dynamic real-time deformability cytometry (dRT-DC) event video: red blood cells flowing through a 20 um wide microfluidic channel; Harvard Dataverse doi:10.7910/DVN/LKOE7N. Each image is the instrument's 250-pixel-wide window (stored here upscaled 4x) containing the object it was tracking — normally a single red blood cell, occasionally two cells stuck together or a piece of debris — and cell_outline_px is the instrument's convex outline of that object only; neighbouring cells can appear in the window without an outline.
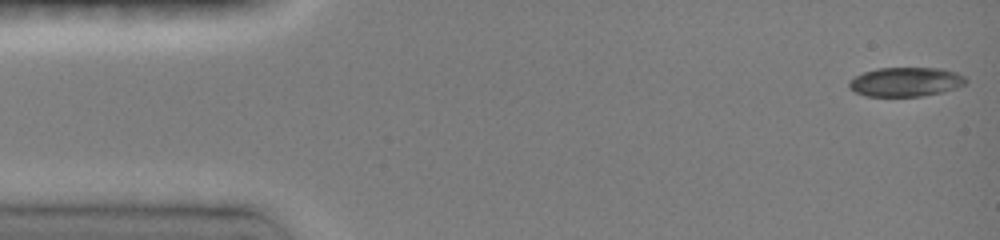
{"species": "common noctule bat (a hibernating species)", "species_latin": "Nyctalus noctula", "temperature_condition": "room temperature", "stored_images_in_passage": 46, "camera_frame_rate_fps": 3000, "um_per_image_px": 0.085, "animal": {"sex": "female", "body_mass_g": 19.0, "forearm_length_mm": 51.5}, "frame": {"image": 1, "passage_image": 1, "time_ms": 0.0, "image_size_px": [1000, 240], "cell_outline_px": [[968, 80], [964, 84], [956, 88], [940, 92], [920, 96], [864, 96], [848, 88], [848, 80], [864, 72], [876, 68], [944, 68], [956, 72], [964, 76]], "centroid_in_image_um": [76.96, 6.95], "position_along_channel_um": 8.0, "area_um2": 19.94}}
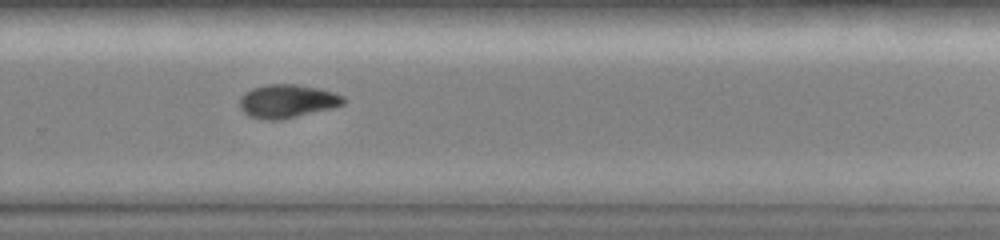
{"frame": {"image": 2, "passage_image": 32, "time_ms": 10.0, "image_size_px": [1000, 240], "cell_outline_px": [[348, 100], [344, 104], [332, 108], [280, 120], [268, 120], [248, 116], [240, 108], [240, 96], [244, 92], [252, 88], [268, 84], [296, 84], [316, 88], [332, 92], [344, 96]], "centroid_in_image_um": [24.41, 8.6], "position_along_channel_um": 305.4, "area_um2": 20.23}}
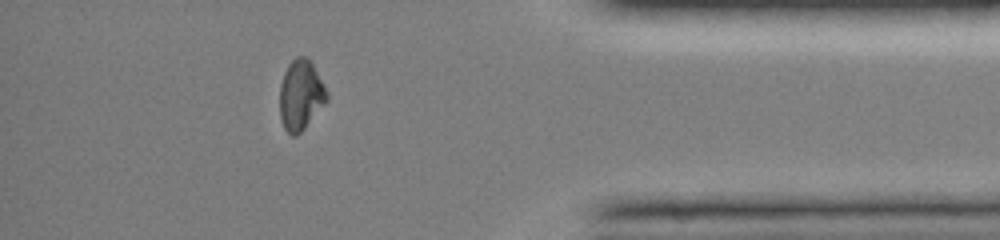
{"frame": {"image": 3, "passage_image": 41, "time_ms": 13.0, "image_size_px": [1000, 240], "cell_outline_px": [[328, 100], [304, 128], [296, 136], [292, 136], [284, 128], [280, 116], [280, 84], [284, 72], [288, 64], [296, 56], [304, 56], [312, 64], [328, 92]], "centroid_in_image_um": [25.55, 8.08], "position_along_channel_um": 409.6, "area_um2": 19.07}}